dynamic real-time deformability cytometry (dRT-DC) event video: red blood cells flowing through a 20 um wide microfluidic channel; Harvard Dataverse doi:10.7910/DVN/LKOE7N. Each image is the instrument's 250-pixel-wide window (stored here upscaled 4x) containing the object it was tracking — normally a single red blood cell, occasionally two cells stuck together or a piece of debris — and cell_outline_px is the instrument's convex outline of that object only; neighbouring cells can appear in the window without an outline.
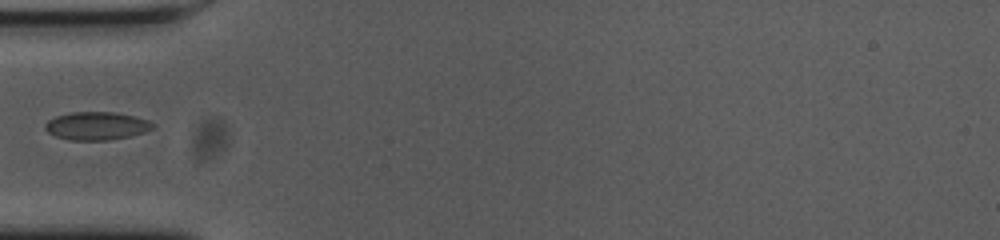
{"species": "common noctule bat (a hibernating species)", "species_latin": "Nyctalus noctula", "temperature_condition": "cold", "stored_images_in_passage": 34, "camera_frame_rate_fps": 3000, "um_per_image_px": 0.085, "animal": {"sex": "female", "body_mass_g": 23.0, "forearm_length_mm": 53.4}, "frame": {"image": 1, "passage_image": 1, "time_ms": 0.0, "image_size_px": [1000, 240], "cell_outline_px": [[156, 124], [152, 128], [144, 132], [128, 136], [108, 140], [72, 140], [56, 136], [48, 132], [44, 128], [44, 124], [48, 120], [56, 116], [72, 112], [112, 112], [132, 116], [148, 120]], "centroid_in_image_um": [8.18, 10.7], "position_along_channel_um": 76.8, "area_um2": 17.4}}